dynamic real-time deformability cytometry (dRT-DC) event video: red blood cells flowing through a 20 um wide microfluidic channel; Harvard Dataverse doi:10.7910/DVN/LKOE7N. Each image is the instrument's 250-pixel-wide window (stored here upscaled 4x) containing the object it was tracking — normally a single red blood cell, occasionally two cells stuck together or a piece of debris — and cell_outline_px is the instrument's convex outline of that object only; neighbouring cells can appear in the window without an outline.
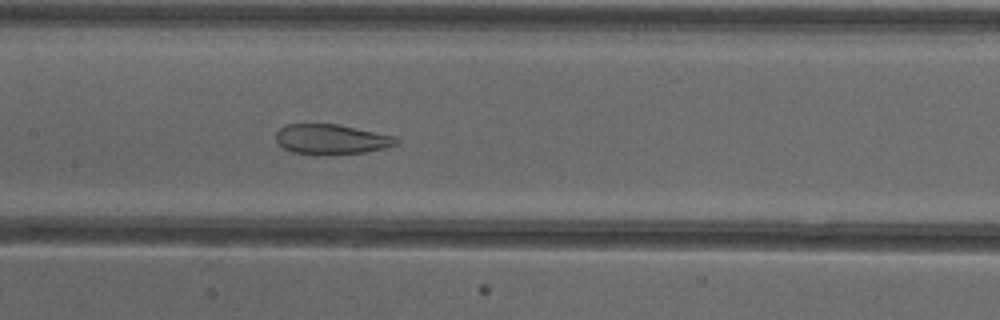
{"species": "common noctule bat (a hibernating species)", "species_latin": "Nyctalus noctula", "temperature_condition": "cold", "stored_images_in_passage": 33, "camera_frame_rate_fps": 3000, "um_per_image_px": 0.085, "animal": {"sex": "female"}, "frame": {"image": 1, "passage_image": 9, "time_ms": 2.667, "image_size_px": [1000, 320], "cell_outline_px": [[400, 140], [396, 144], [384, 148], [364, 152], [316, 156], [292, 152], [284, 148], [276, 140], [276, 132], [280, 128], [288, 124], [336, 124], [396, 136]], "centroid_in_image_um": [28.15, 11.85], "position_along_channel_um": 179.2, "area_um2": 21.15}}
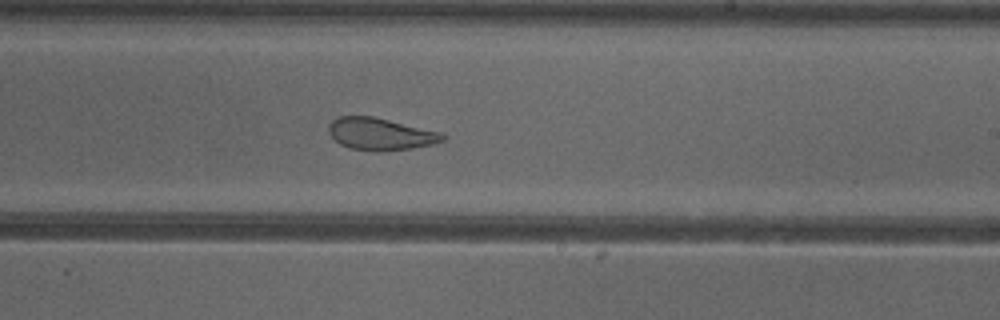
{"frame": {"image": 2, "passage_image": 15, "time_ms": 4.667, "image_size_px": [1000, 320], "cell_outline_px": [[448, 136], [444, 140], [432, 144], [412, 148], [376, 152], [352, 148], [340, 144], [328, 132], [328, 124], [332, 120], [340, 116], [372, 116], [444, 132]], "centroid_in_image_um": [32.38, 11.38], "position_along_channel_um": 256.6, "area_um2": 21.5}}
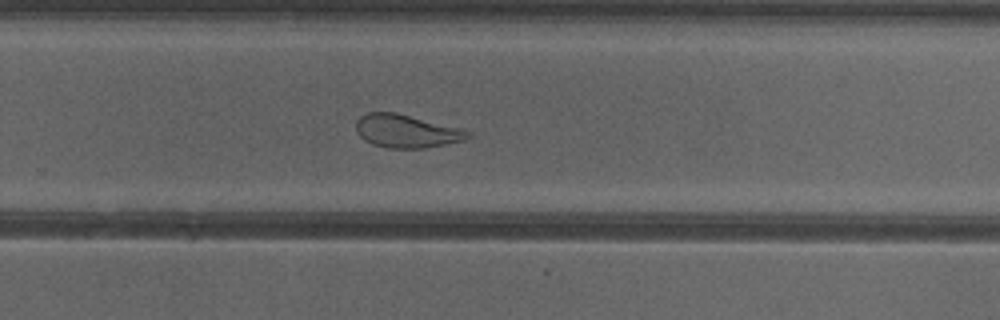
{"frame": {"image": 3, "passage_image": 18, "time_ms": 5.667, "image_size_px": [1000, 320], "cell_outline_px": [[472, 132], [464, 140], [424, 148], [388, 148], [372, 144], [364, 140], [356, 132], [356, 120], [360, 116], [368, 112], [396, 112]], "centroid_in_image_um": [34.46, 11.14], "position_along_channel_um": 295.3, "area_um2": 21.27}}